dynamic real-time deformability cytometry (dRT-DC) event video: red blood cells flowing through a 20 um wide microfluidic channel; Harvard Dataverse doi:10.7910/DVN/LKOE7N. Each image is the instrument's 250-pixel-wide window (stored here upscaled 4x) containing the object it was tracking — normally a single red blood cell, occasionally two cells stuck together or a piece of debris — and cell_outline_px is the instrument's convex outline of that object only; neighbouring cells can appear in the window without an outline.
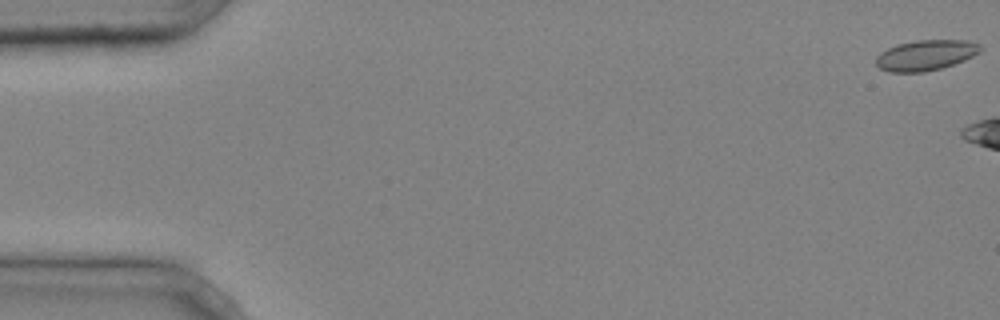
{"species": "common noctule bat (a hibernating species)", "species_latin": "Nyctalus noctula", "temperature_condition": "cold", "stored_images_in_passage": 6, "camera_frame_rate_fps": 3000, "um_per_image_px": 0.085, "animal": {"sex": "male", "body_mass_g": 20.4}, "frame": {"image": 1, "passage_image": 1, "time_ms": 0.0, "image_size_px": [1000, 320], "cell_outline_px": [[980, 52], [964, 60], [940, 68], [924, 72], [888, 72], [880, 68], [876, 64], [876, 56], [880, 52], [896, 44], [916, 40], [968, 40], [980, 44]], "centroid_in_image_um": [78.66, 4.68], "position_along_channel_um": 6.3, "area_um2": 18.5}}